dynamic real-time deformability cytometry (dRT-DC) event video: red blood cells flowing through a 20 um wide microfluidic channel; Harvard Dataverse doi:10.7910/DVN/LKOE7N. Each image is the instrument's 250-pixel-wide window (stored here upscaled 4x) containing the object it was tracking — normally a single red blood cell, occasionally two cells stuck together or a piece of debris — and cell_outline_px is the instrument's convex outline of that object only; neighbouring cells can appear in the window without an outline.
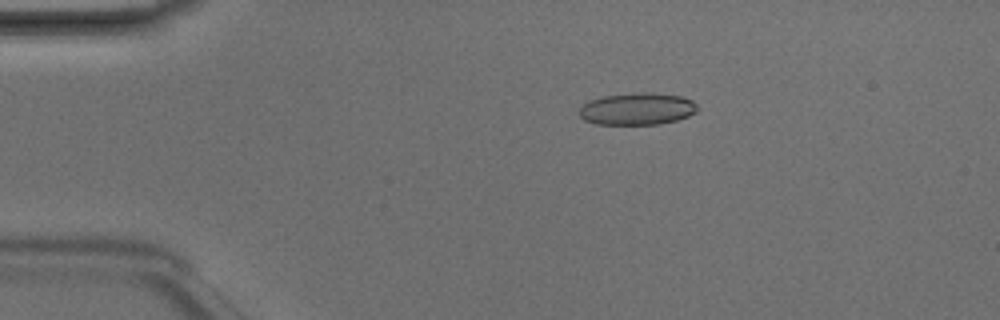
{"species": "Egyptian fruit bat (a non-hibernating species)", "species_latin": "Rousettus aegyptiacus", "temperature_condition": "room temperature", "stored_images_in_passage": 4, "camera_frame_rate_fps": 3000, "um_per_image_px": 0.085, "animal": {"sex": "male"}, "frame": {"image": 1, "passage_image": 2, "time_ms": 0.333, "image_size_px": [1000, 320], "cell_outline_px": [[700, 108], [696, 112], [688, 116], [676, 120], [660, 124], [596, 124], [584, 120], [576, 112], [588, 100], [600, 96], [640, 92], [652, 92], [684, 96], [692, 100]], "centroid_in_image_um": [54.16, 9.24], "position_along_channel_um": 30.8, "area_um2": 22.48}}
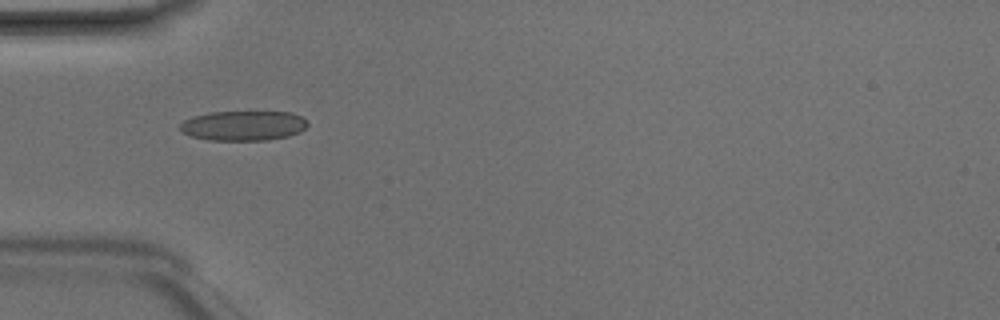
{"frame": {"image": 2, "passage_image": 3, "time_ms": 0.667, "image_size_px": [1000, 320], "cell_outline_px": [[308, 124], [300, 132], [288, 136], [268, 140], [208, 140], [192, 136], [180, 132], [180, 124], [184, 120], [192, 116], [208, 112], [292, 112], [308, 120]], "centroid_in_image_um": [20.68, 10.68], "position_along_channel_um": 64.3, "area_um2": 22.31}}